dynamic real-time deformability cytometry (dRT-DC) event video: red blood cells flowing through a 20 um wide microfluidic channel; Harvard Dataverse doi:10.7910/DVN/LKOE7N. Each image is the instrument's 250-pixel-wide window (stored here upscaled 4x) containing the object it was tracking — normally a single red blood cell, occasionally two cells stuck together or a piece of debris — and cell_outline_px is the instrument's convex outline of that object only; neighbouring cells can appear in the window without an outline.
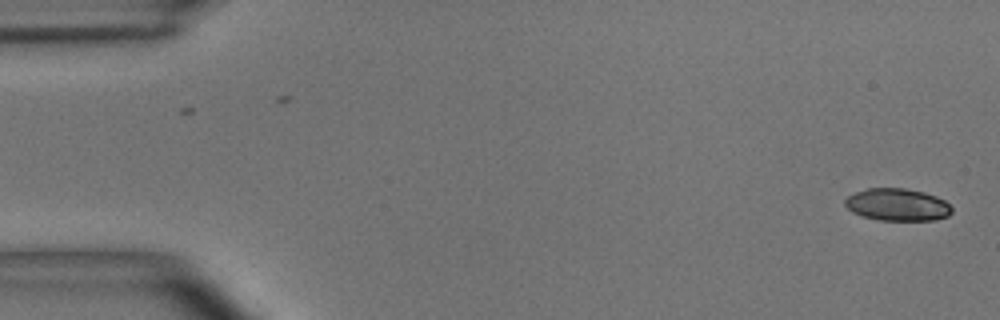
{"species": "common noctule bat (a hibernating species)", "species_latin": "Nyctalus noctula", "temperature_condition": "room temperature", "stored_images_in_passage": 54, "camera_frame_rate_fps": 3000, "um_per_image_px": 0.085, "animal": {"sex": "male", "body_mass_g": 15.6}, "frame": {"image": 1, "passage_image": 1, "time_ms": 0.0, "image_size_px": [1000, 320], "cell_outline_px": [[952, 212], [948, 216], [936, 220], [880, 220], [860, 216], [852, 212], [844, 204], [844, 200], [848, 196], [856, 192], [868, 188], [904, 188], [924, 192], [936, 196], [944, 200], [952, 208]], "centroid_in_image_um": [76.27, 17.4], "position_along_channel_um": 8.7, "area_um2": 20.17}}
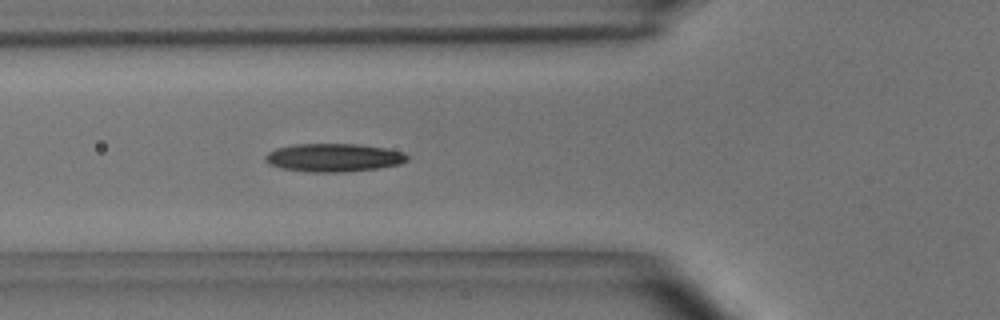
{"frame": {"image": 2, "passage_image": 19, "time_ms": 6.0, "image_size_px": [1000, 320], "cell_outline_px": [[408, 160], [400, 164], [380, 168], [344, 172], [308, 172], [280, 168], [268, 164], [264, 160], [264, 156], [268, 152], [276, 148], [296, 144], [360, 144], [384, 148], [404, 152], [408, 156]], "centroid_in_image_um": [28.35, 13.4], "position_along_channel_um": 97.5, "area_um2": 23.52}}
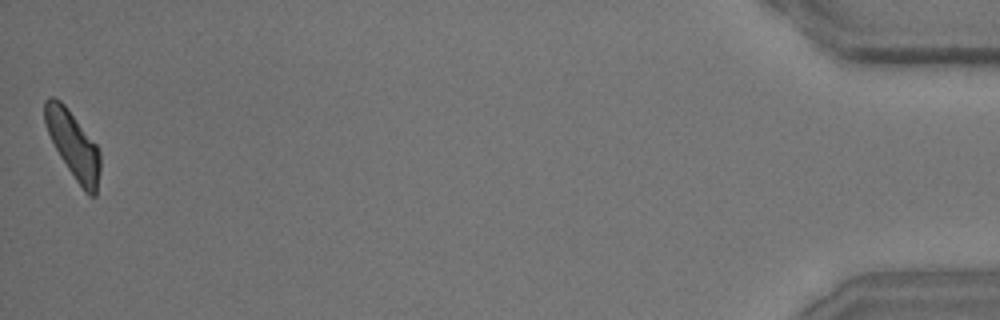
{"frame": {"image": 3, "passage_image": 54, "time_ms": 17.667, "image_size_px": [1000, 320], "cell_outline_px": [[100, 168], [96, 196], [88, 196], [84, 192], [60, 156], [48, 132], [44, 120], [44, 100], [48, 96], [52, 96], [60, 100], [68, 108], [96, 144], [100, 152]], "centroid_in_image_um": [6.23, 12.3], "position_along_channel_um": 429.0, "area_um2": 21.44}, "authors_computed_cell_mechanics": {"area_um2": 22.0796, "velocity_mm_per_s": 3.6346, "shape_relaxation_time_tau1_ms": 3.139, "shape_relaxation_time_tau2_ms": 3.5412, "deformation_change_tau1": 0.1632, "deformation_change_tau2": 0.1237}}